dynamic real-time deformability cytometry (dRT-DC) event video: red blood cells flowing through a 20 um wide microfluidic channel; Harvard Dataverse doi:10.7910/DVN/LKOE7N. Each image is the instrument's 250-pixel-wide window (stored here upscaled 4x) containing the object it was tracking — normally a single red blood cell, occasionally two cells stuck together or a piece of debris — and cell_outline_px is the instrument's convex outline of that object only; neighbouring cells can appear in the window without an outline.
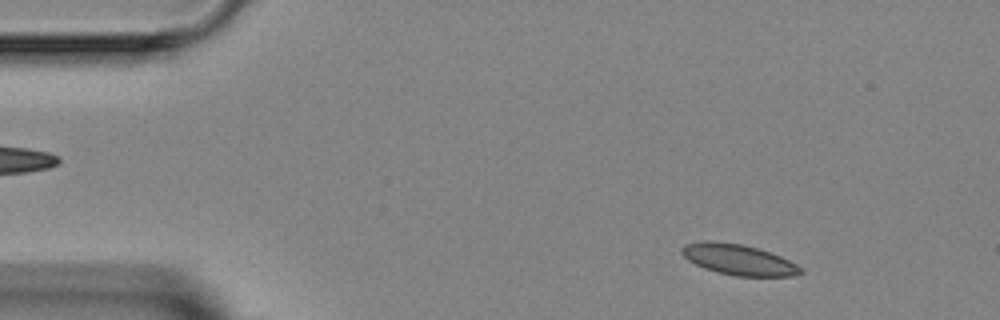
{"species": "Egyptian fruit bat (a non-hibernating species)", "species_latin": "Rousettus aegyptiacus", "temperature_condition": "room temperature", "stored_images_in_passage": 3, "camera_frame_rate_fps": 3000, "um_per_image_px": 0.085, "animal": {"sex": "female"}, "frame": {"image": 1, "passage_image": 1, "time_ms": 0.0, "image_size_px": [1000, 320], "cell_outline_px": [[804, 272], [792, 276], [736, 276], [704, 268], [688, 260], [680, 252], [680, 248], [684, 244], [704, 240], [712, 240], [740, 244], [756, 248], [780, 256], [796, 264]], "centroid_in_image_um": [62.72, 22.06], "position_along_channel_um": 22.3, "area_um2": 21.04}}